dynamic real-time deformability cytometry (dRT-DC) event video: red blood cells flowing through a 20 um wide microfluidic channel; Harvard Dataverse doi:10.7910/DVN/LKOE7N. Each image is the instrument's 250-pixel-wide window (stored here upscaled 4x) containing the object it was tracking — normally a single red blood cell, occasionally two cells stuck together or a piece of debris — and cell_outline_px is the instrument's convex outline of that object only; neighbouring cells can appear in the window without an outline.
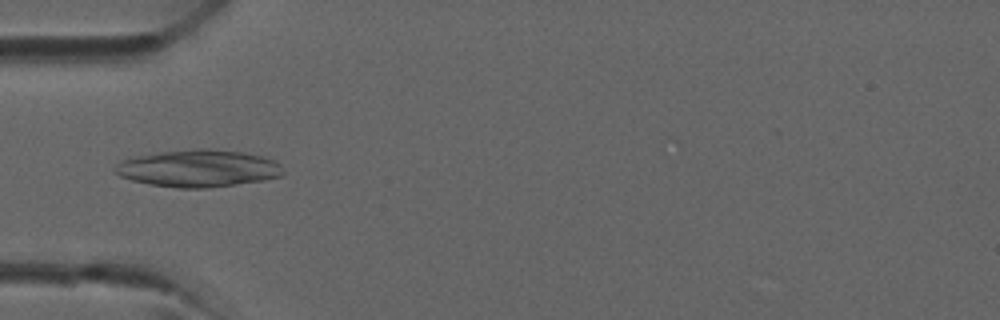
{"species": "common noctule bat (a hibernating species)", "species_latin": "Nyctalus noctula", "temperature_condition": "room temperature", "stored_images_in_passage": 4, "camera_frame_rate_fps": 3000, "um_per_image_px": 0.085, "animal": {"sex": "male", "forearm_length_mm": 52.5}, "frame": {"image": 1, "passage_image": 3, "time_ms": 2.333, "image_size_px": [1000, 320], "cell_outline_px": [[284, 172], [280, 176], [264, 180], [208, 188], [176, 188], [148, 184], [132, 180], [120, 176], [116, 172], [116, 164], [120, 160], [136, 156], [160, 152], [196, 148], [208, 148], [240, 152], [260, 156], [276, 160], [284, 168]], "centroid_in_image_um": [16.87, 14.31], "position_along_channel_um": 68.1, "area_um2": 36.47}}
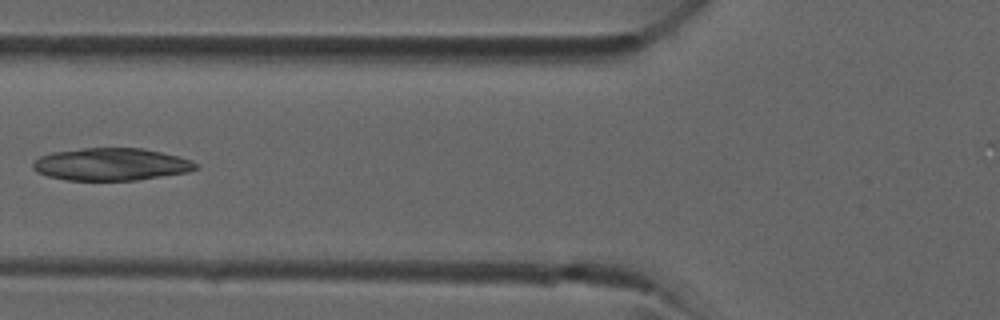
{"frame": {"image": 2, "passage_image": 4, "time_ms": 3.333, "image_size_px": [1000, 320], "cell_outline_px": [[200, 168], [188, 172], [136, 180], [64, 180], [48, 176], [36, 172], [32, 168], [32, 160], [40, 156], [52, 152], [80, 148], [144, 148], [180, 156], [192, 160], [200, 164]], "centroid_in_image_um": [9.46, 13.96], "position_along_channel_um": 116.3, "area_um2": 31.21}}